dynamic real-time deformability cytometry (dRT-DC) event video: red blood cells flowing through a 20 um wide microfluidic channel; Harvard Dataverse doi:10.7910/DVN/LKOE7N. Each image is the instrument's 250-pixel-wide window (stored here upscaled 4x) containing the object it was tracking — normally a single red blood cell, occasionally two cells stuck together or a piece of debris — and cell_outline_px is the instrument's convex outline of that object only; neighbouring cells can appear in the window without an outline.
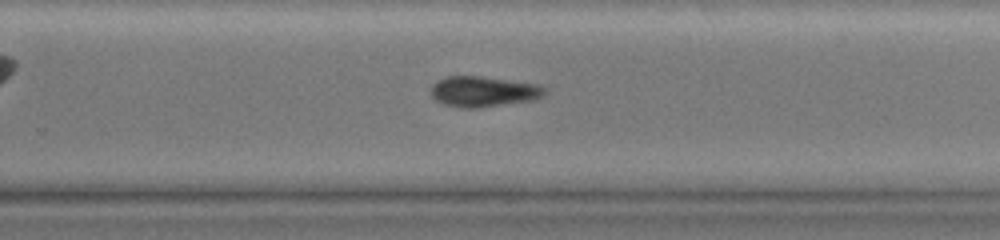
{"species": "common noctule bat (a hibernating species)", "species_latin": "Nyctalus noctula", "temperature_condition": "warm", "stored_images_in_passage": 42, "camera_frame_rate_fps": 3000, "um_per_image_px": 0.085, "animal": {"sex": "female", "body_mass_g": 19.0, "forearm_length_mm": 51.5}, "frame": {"image": 1, "passage_image": 27, "time_ms": 8.333, "image_size_px": [1000, 240], "cell_outline_px": [[548, 92], [544, 96], [536, 100], [480, 108], [464, 108], [444, 104], [436, 100], [432, 96], [432, 84], [436, 80], [448, 76], [480, 76], [540, 84], [548, 88]], "centroid_in_image_um": [41.17, 7.78], "position_along_channel_um": 288.6, "area_um2": 20.63}}
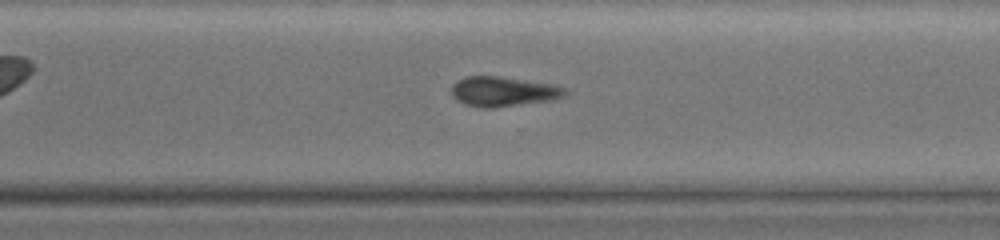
{"frame": {"image": 2, "passage_image": 30, "time_ms": 9.333, "image_size_px": [1000, 240], "cell_outline_px": [[568, 92], [564, 96], [552, 100], [492, 108], [484, 108], [464, 104], [456, 100], [452, 96], [452, 84], [456, 80], [464, 76], [496, 76], [552, 84], [564, 88]], "centroid_in_image_um": [42.73, 7.78], "position_along_channel_um": 327.9, "area_um2": 19.71}}
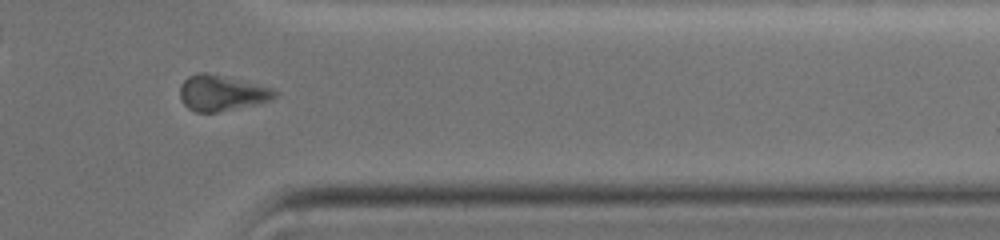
{"frame": {"image": 3, "passage_image": 35, "time_ms": 11.0, "image_size_px": [1000, 240], "cell_outline_px": [[280, 92], [272, 100], [260, 104], [216, 112], [196, 112], [188, 108], [180, 100], [180, 84], [188, 76], [200, 72], [208, 72], [272, 88]], "centroid_in_image_um": [18.85, 7.91], "position_along_channel_um": 392.6, "area_um2": 19.88}}